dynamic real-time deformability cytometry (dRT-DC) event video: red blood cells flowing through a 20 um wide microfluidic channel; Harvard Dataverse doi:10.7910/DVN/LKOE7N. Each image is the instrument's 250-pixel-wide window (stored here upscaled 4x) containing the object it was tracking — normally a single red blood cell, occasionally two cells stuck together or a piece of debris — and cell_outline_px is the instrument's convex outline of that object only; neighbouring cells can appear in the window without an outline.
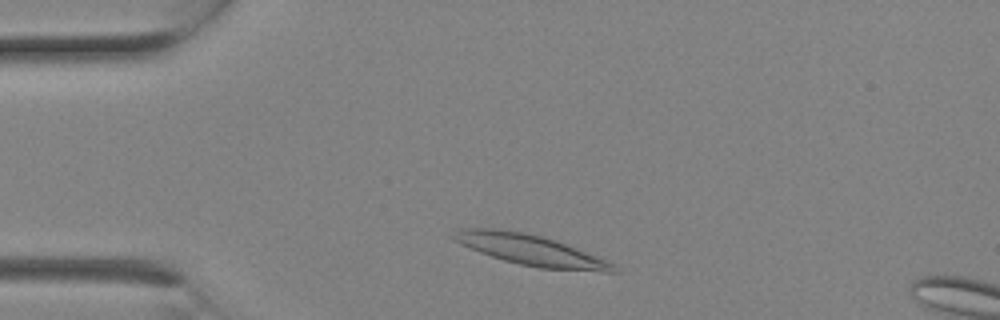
{"species": "Egyptian fruit bat (a non-hibernating species)", "species_latin": "Rousettus aegyptiacus", "temperature_condition": "room temperature", "stored_images_in_passage": 3, "camera_frame_rate_fps": 3000, "um_per_image_px": 0.085, "animal": {"sex": "female"}, "frame": {"image": 1, "passage_image": 2, "time_ms": 0.333, "image_size_px": [1000, 320], "cell_outline_px": [[620, 272], [604, 272], [540, 268], [520, 264], [504, 260], [480, 252], [456, 240], [452, 236], [468, 228], [500, 228], [524, 232], [544, 236], [604, 260], [612, 264]], "centroid_in_image_um": [45.14, 21.26], "position_along_channel_um": 39.9, "area_um2": 27.57}}